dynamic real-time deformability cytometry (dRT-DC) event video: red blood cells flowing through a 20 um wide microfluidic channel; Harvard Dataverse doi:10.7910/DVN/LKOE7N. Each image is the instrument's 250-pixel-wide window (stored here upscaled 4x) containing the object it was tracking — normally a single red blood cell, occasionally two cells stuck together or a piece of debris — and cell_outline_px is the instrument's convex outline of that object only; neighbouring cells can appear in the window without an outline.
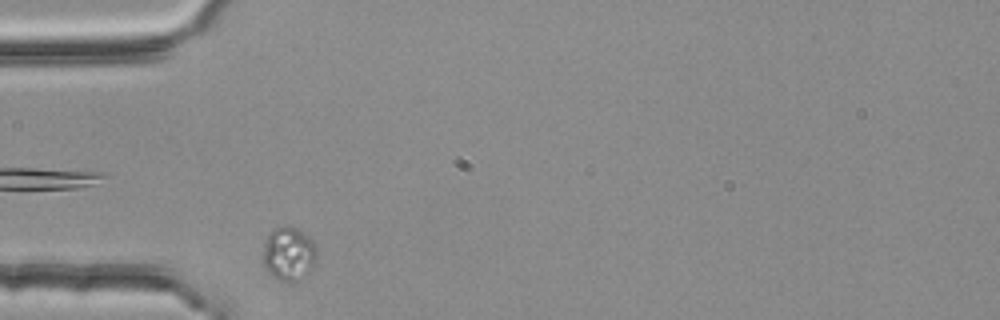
{"species": "common noctule bat (a hibernating species)", "species_latin": "Nyctalus noctula", "temperature_condition": "room temperature", "stored_images_in_passage": 5, "camera_frame_rate_fps": 3000, "um_per_image_px": 0.085, "animal": {"sex": "female", "body_mass_g": 25.1}, "frame": {"image": 1, "passage_image": 3, "time_ms": 0.667, "image_size_px": [1000, 320], "cell_outline_px": [[316, 264], [300, 280], [292, 284], [280, 280], [264, 264], [264, 240], [268, 232], [272, 228], [284, 224], [288, 224], [300, 228], [312, 240], [316, 248]], "centroid_in_image_um": [24.57, 21.51], "position_along_channel_um": 60.4, "area_um2": 17.17}}